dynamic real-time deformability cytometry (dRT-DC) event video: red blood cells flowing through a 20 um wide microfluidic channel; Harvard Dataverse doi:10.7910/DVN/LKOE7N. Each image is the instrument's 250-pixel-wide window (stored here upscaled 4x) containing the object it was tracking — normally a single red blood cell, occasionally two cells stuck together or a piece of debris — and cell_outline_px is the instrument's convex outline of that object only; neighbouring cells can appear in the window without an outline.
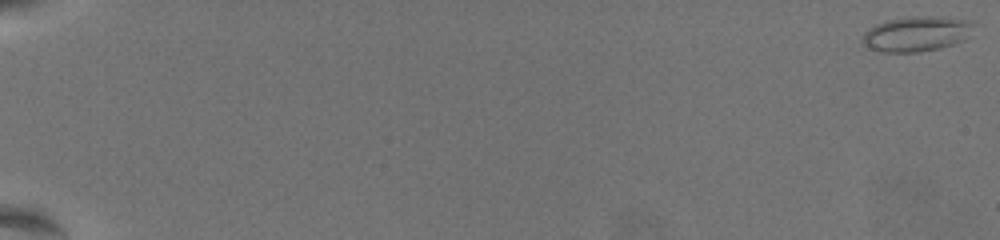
{"species": "common noctule bat (a hibernating species)", "species_latin": "Nyctalus noctula", "temperature_condition": "warm", "stored_images_in_passage": 63, "camera_frame_rate_fps": 3000, "um_per_image_px": 0.085, "animal": {"sex": "female", "body_mass_g": 19.5, "forearm_length_mm": 54.1}, "frame": {"image": 1, "passage_image": 1, "time_ms": 0.0, "image_size_px": [1000, 240], "cell_outline_px": [[972, 24], [964, 40], [952, 44], [936, 48], [916, 52], [884, 52], [872, 48], [860, 40], [860, 36], [868, 28], [876, 24], [888, 20], [912, 16], [932, 16], [972, 20]], "centroid_in_image_um": [77.84, 2.86], "position_along_channel_um": 7.2, "area_um2": 22.31}}
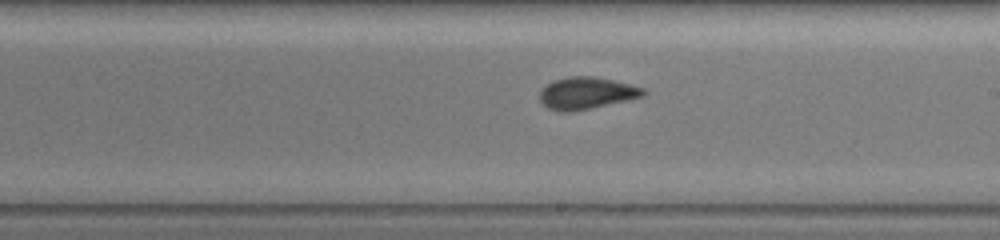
{"frame": {"image": 2, "passage_image": 40, "time_ms": 13.0, "image_size_px": [1000, 240], "cell_outline_px": [[648, 92], [644, 96], [628, 100], [572, 112], [560, 112], [548, 108], [540, 100], [540, 92], [552, 80], [568, 76], [596, 76], [644, 88]], "centroid_in_image_um": [49.86, 7.91], "position_along_channel_um": 239.1, "area_um2": 19.31}}
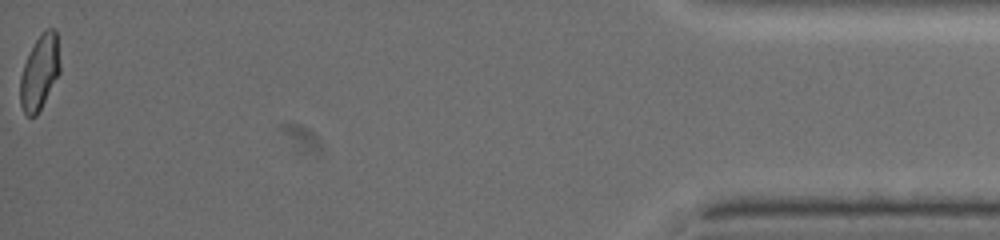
{"frame": {"image": 3, "passage_image": 63, "time_ms": 20.667, "image_size_px": [1000, 240], "cell_outline_px": [[60, 72], [36, 116], [28, 116], [24, 112], [20, 104], [20, 76], [24, 64], [36, 40], [48, 28], [56, 28], [60, 64]], "centroid_in_image_um": [3.37, 6.15], "position_along_channel_um": 431.8, "area_um2": 16.99}, "authors_computed_cell_mechanics": {"area_um2": 18.8428, "velocity_mm_per_s": 3.5607, "shape_relaxation_time_tau1_ms": 9.4096, "shape_relaxation_time_tau2_ms": 1.3207, "deformation_change_tau1": 0.2431, "deformation_change_tau2": 0.079}}